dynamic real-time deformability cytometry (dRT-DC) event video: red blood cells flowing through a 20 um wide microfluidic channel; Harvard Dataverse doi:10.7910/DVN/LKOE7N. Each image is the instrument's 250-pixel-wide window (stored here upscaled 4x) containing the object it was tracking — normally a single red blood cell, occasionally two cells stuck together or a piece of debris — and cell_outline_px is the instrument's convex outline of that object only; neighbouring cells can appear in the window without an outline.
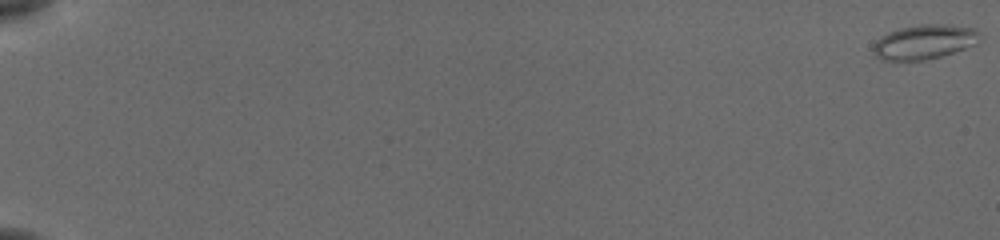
{"species": "common noctule bat (a hibernating species)", "species_latin": "Nyctalus noctula", "temperature_condition": "cold", "stored_images_in_passage": 57, "camera_frame_rate_fps": 3000, "um_per_image_px": 0.085, "animal": {"sex": "female", "body_mass_g": 19.5, "forearm_length_mm": 54.1}, "frame": {"image": 1, "passage_image": 1, "time_ms": 0.0, "image_size_px": [1000, 240], "cell_outline_px": [[984, 36], [976, 44], [940, 56], [924, 60], [880, 60], [872, 52], [872, 44], [880, 36], [888, 32], [900, 28], [920, 24], [948, 24], [976, 28]], "centroid_in_image_um": [78.57, 3.54], "position_along_channel_um": 6.4, "area_um2": 21.73}}
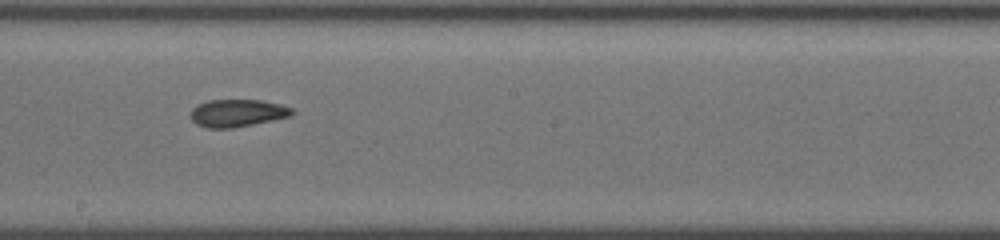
{"frame": {"image": 2, "passage_image": 35, "time_ms": 11.333, "image_size_px": [1000, 240], "cell_outline_px": [[296, 112], [288, 116], [252, 124], [232, 128], [208, 128], [196, 124], [188, 116], [188, 112], [196, 104], [208, 100], [260, 100], [280, 104], [292, 108]], "centroid_in_image_um": [20.09, 9.6], "position_along_channel_um": 228.1, "area_um2": 16.3}}
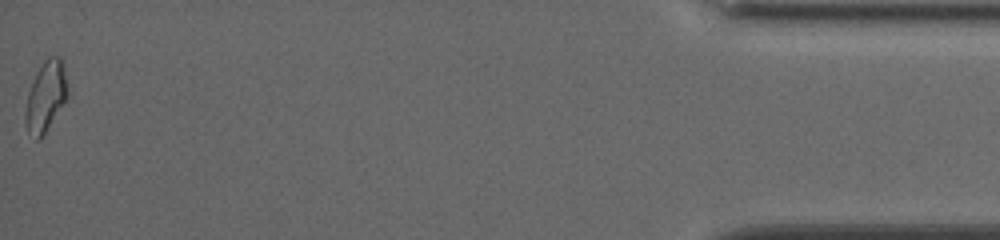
{"frame": {"image": 3, "passage_image": 57, "time_ms": 18.667, "image_size_px": [1000, 240], "cell_outline_px": [[68, 92], [64, 100], [44, 132], [36, 140], [28, 132], [24, 120], [24, 112], [28, 92], [36, 72], [44, 60], [48, 56], [60, 56], [68, 88]], "centroid_in_image_um": [3.84, 8.15], "position_along_channel_um": 431.4, "area_um2": 16.7}, "authors_computed_cell_mechanics": {"area_um2": 16.9354, "velocity_mm_per_s": 3.8513, "shape_relaxation_time_tau1_ms": 6.4446, "shape_relaxation_time_tau2_ms": 2.8698, "deformation_change_tau1": 0.1313, "deformation_change_tau2": 0.094}}